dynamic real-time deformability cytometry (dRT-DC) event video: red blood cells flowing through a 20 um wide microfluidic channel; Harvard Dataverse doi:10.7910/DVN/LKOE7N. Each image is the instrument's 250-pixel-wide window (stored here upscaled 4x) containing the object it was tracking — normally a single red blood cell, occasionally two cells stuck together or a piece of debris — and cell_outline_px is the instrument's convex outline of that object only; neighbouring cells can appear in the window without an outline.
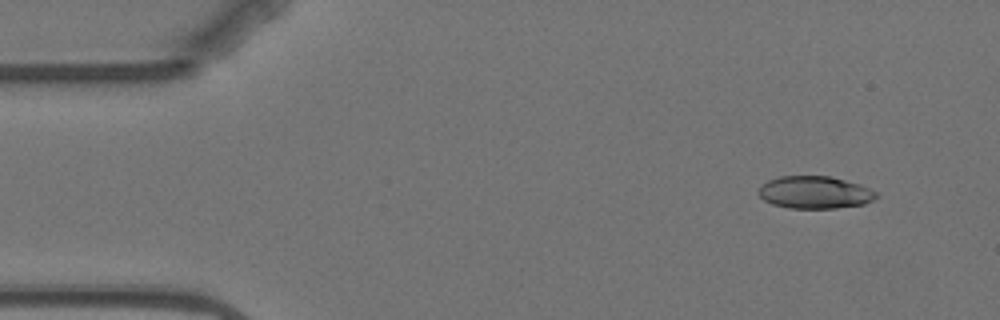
{"species": "Egyptian fruit bat (a non-hibernating species)", "species_latin": "Rousettus aegyptiacus", "temperature_condition": "warm", "stored_images_in_passage": 5, "camera_frame_rate_fps": 3000, "um_per_image_px": 0.085, "animal": {"sex": "female"}, "frame": {"image": 1, "passage_image": 2, "time_ms": 1.333, "image_size_px": [1000, 320], "cell_outline_px": [[880, 196], [864, 204], [836, 208], [788, 208], [772, 204], [764, 200], [756, 192], [768, 180], [780, 176], [832, 176], [860, 184], [876, 192]], "centroid_in_image_um": [69.27, 16.35], "position_along_channel_um": 15.7, "area_um2": 22.31}}
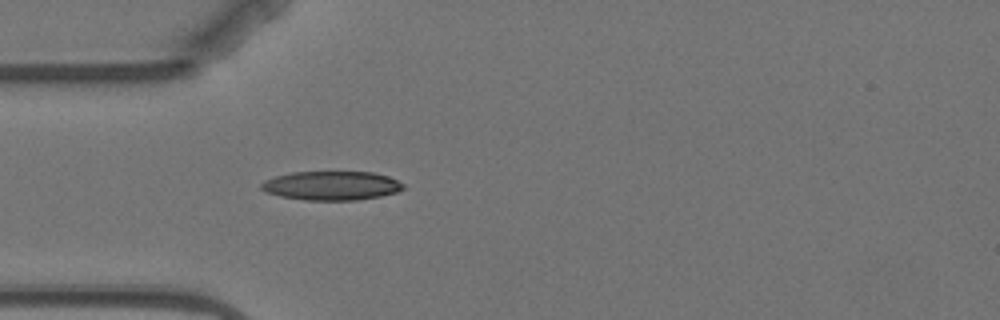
{"frame": {"image": 2, "passage_image": 5, "time_ms": 5.0, "image_size_px": [1000, 320], "cell_outline_px": [[404, 188], [396, 192], [380, 196], [356, 200], [304, 200], [280, 196], [268, 192], [260, 188], [260, 184], [264, 180], [276, 176], [292, 172], [372, 172], [388, 176], [404, 184]], "centroid_in_image_um": [28.17, 15.78], "position_along_channel_um": 56.8, "area_um2": 23.87}}